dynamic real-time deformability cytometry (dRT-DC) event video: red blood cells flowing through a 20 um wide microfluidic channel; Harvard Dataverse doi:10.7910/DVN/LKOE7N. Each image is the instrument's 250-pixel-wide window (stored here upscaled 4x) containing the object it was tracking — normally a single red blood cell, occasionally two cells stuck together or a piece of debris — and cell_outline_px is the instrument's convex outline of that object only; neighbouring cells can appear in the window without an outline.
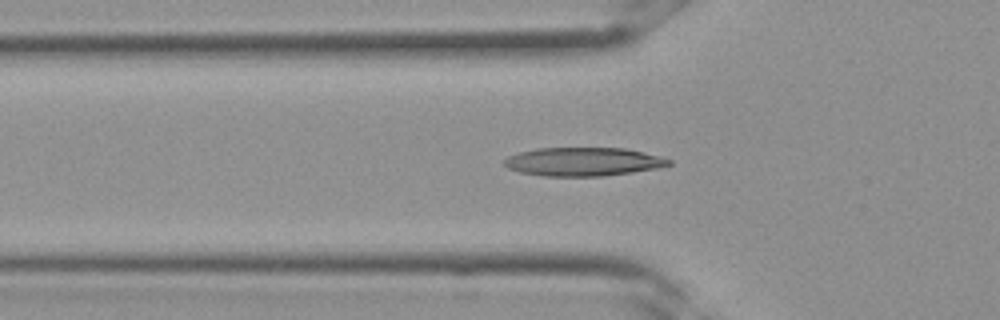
{"species": "Egyptian fruit bat (a non-hibernating species)", "species_latin": "Rousettus aegyptiacus", "temperature_condition": "room temperature", "stored_images_in_passage": 32, "camera_frame_rate_fps": 3000, "um_per_image_px": 0.085, "frame": {"image": 1, "passage_image": 9, "time_ms": 2.667, "image_size_px": [1000, 320], "cell_outline_px": [[672, 164], [656, 168], [632, 172], [604, 176], [544, 176], [520, 172], [508, 168], [504, 164], [504, 160], [508, 156], [520, 152], [536, 148], [624, 148], [644, 152], [672, 160]], "centroid_in_image_um": [49.57, 13.74], "position_along_channel_um": 76.2, "area_um2": 27.28}}
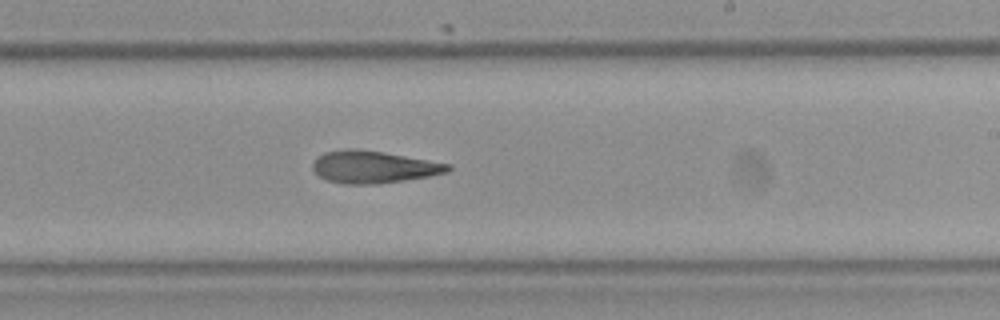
{"frame": {"image": 2, "passage_image": 18, "time_ms": 5.667, "image_size_px": [1000, 320], "cell_outline_px": [[452, 168], [448, 172], [428, 176], [380, 184], [344, 184], [324, 180], [312, 168], [312, 164], [316, 156], [324, 152], [344, 148], [356, 148], [384, 152], [452, 164]], "centroid_in_image_um": [31.72, 14.18], "position_along_channel_um": 257.3, "area_um2": 25.72}}
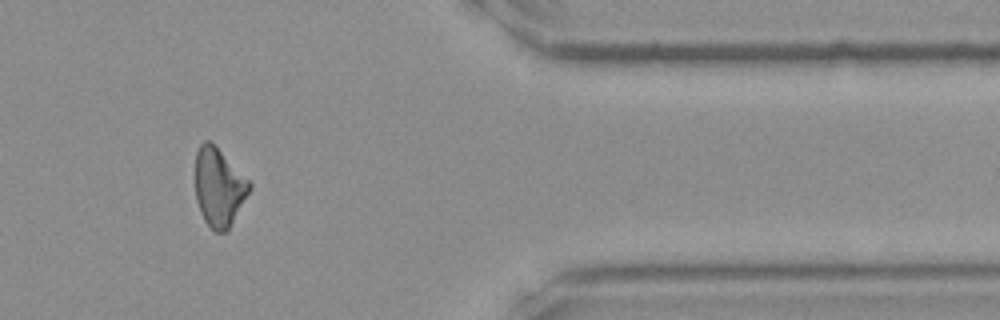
{"frame": {"image": 3, "passage_image": 26, "time_ms": 8.333, "image_size_px": [1000, 320], "cell_outline_px": [[252, 188], [228, 232], [216, 232], [204, 220], [200, 212], [196, 200], [196, 152], [200, 144], [204, 140], [208, 140], [252, 184]], "centroid_in_image_um": [18.61, 15.98], "position_along_channel_um": 392.8, "area_um2": 24.39}}